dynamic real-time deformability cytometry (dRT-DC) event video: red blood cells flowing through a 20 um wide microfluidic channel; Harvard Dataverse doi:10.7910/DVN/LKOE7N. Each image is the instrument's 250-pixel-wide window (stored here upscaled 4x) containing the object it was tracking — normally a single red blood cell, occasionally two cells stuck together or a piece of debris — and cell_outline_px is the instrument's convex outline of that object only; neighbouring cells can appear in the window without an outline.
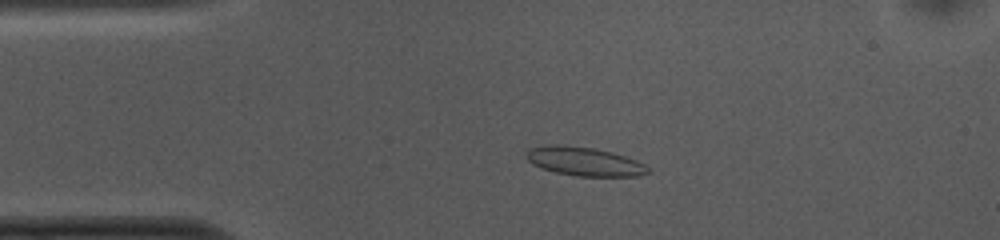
{"species": "common noctule bat (a hibernating species)", "species_latin": "Nyctalus noctula", "temperature_condition": "cold", "stored_images_in_passage": 52, "camera_frame_rate_fps": 3000, "um_per_image_px": 0.085, "animal": {"sex": "female", "body_mass_g": 10.0, "forearm_length_mm": 53.1}, "frame": {"image": 1, "passage_image": 10, "time_ms": 3.0, "image_size_px": [1000, 240], "cell_outline_px": [[652, 172], [636, 176], [576, 176], [556, 172], [540, 168], [532, 164], [528, 160], [528, 152], [532, 148], [544, 144], [560, 144], [596, 148], [612, 152], [636, 160], [644, 164]], "centroid_in_image_um": [49.68, 13.72], "position_along_channel_um": 35.3, "area_um2": 20.4}}
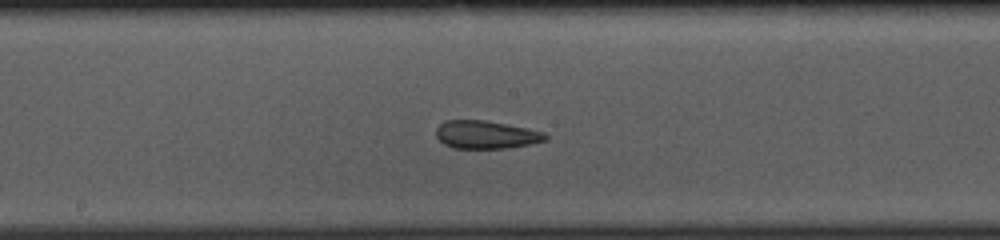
{"frame": {"image": 2, "passage_image": 26, "time_ms": 8.333, "image_size_px": [1000, 240], "cell_outline_px": [[548, 140], [528, 144], [504, 148], [452, 148], [444, 144], [436, 136], [436, 128], [444, 120], [484, 120], [528, 128], [544, 132], [548, 136]], "centroid_in_image_um": [41.3, 11.44], "position_along_channel_um": 206.9, "area_um2": 17.8}}
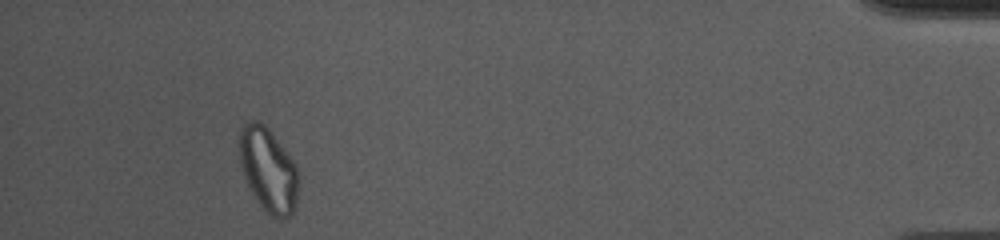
{"frame": {"image": 3, "passage_image": 48, "time_ms": 15.667, "image_size_px": [1000, 240], "cell_outline_px": [[300, 180], [296, 208], [292, 216], [280, 220], [272, 216], [256, 200], [244, 176], [240, 164], [236, 140], [240, 128], [248, 120], [256, 120], [264, 124], [268, 128], [292, 160], [296, 168]], "centroid_in_image_um": [22.79, 14.43], "position_along_channel_um": 412.4, "area_um2": 29.48}, "authors_computed_cell_mechanics": {"area_um2": 19.941, "velocity_mm_per_s": 3.7269, "shape_relaxation_time_tau1_ms": null, "shape_relaxation_time_tau2_ms": 2.7021, "deformation_change_tau1": null, "deformation_change_tau2": 0.0888}}